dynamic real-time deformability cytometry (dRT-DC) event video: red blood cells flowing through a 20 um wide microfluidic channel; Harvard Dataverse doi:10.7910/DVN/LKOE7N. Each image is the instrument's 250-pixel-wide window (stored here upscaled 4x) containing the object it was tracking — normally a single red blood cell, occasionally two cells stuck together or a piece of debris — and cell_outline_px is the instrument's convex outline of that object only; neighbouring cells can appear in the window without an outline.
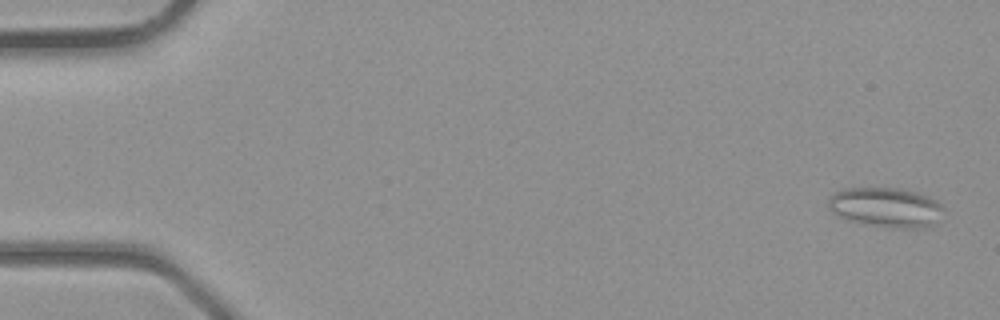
{"species": "common noctule bat (a hibernating species)", "species_latin": "Nyctalus noctula", "temperature_condition": "room temperature", "stored_images_in_passage": 39, "camera_frame_rate_fps": 3000, "um_per_image_px": 0.085, "animal": {"sex": "male", "body_mass_g": 23.1, "forearm_length_mm": 52.7}, "frame": {"image": 1, "passage_image": 1, "time_ms": 0.0, "image_size_px": [1000, 320], "cell_outline_px": [[944, 208], [936, 224], [920, 228], [892, 228], [864, 224], [840, 216], [832, 212], [828, 208], [828, 200], [836, 192], [844, 188], [904, 188], [916, 192], [936, 200]], "centroid_in_image_um": [75.32, 17.63], "position_along_channel_um": 9.7, "area_um2": 26.65}}
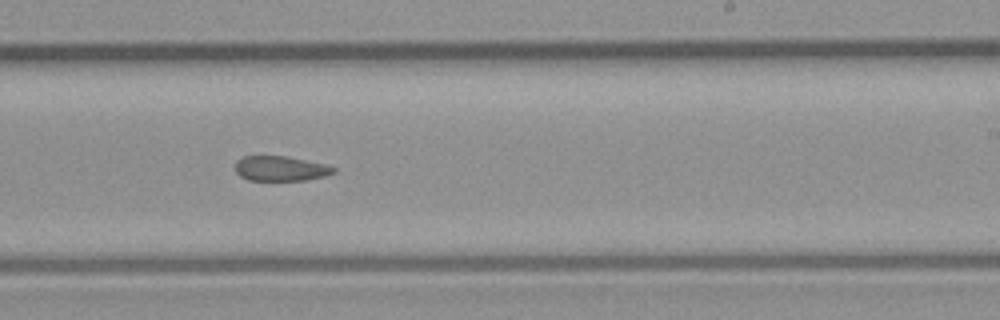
{"frame": {"image": 2, "passage_image": 24, "time_ms": 7.667, "image_size_px": [1000, 320], "cell_outline_px": [[336, 172], [324, 176], [304, 180], [248, 180], [240, 176], [236, 172], [236, 160], [244, 156], [288, 156], [324, 164], [336, 168]], "centroid_in_image_um": [23.84, 14.32], "position_along_channel_um": 265.2, "area_um2": 14.22}}
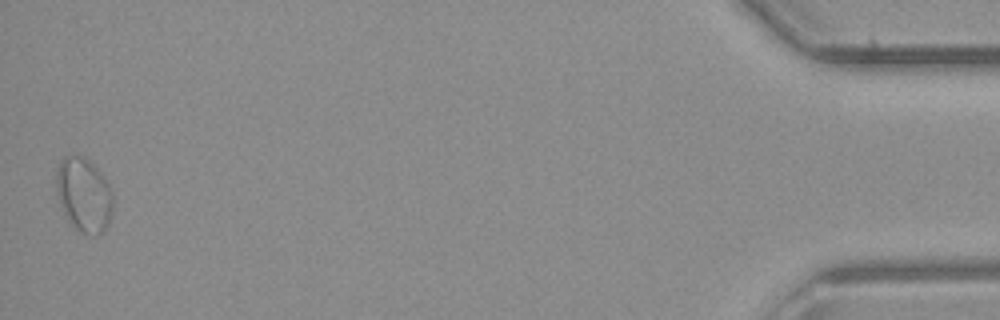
{"frame": {"image": 3, "passage_image": 39, "time_ms": 12.667, "image_size_px": [1000, 320], "cell_outline_px": [[112, 212], [108, 224], [96, 236], [84, 232], [76, 228], [64, 212], [56, 192], [56, 172], [60, 160], [64, 156], [84, 156], [96, 168], [108, 184], [112, 192]], "centroid_in_image_um": [7.12, 16.53], "position_along_channel_um": 428.1, "area_um2": 23.93}}